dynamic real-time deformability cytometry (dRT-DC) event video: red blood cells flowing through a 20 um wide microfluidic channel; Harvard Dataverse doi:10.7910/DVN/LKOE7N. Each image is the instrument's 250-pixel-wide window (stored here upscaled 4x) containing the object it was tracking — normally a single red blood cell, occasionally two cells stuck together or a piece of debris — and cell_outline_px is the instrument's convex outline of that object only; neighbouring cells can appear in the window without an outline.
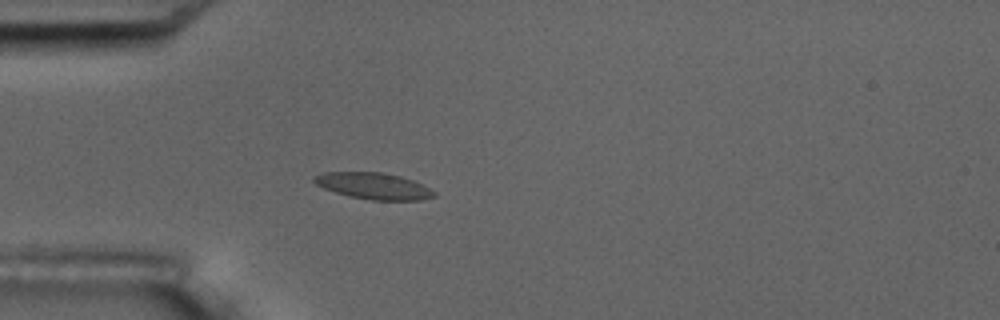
{"species": "common noctule bat (a hibernating species)", "species_latin": "Nyctalus noctula", "temperature_condition": "room temperature", "stored_images_in_passage": 4, "camera_frame_rate_fps": 3000, "um_per_image_px": 0.085, "animal": {"sex": "male", "body_mass_g": 17.5, "forearm_length_mm": 52.3}, "frame": {"image": 1, "passage_image": 4, "time_ms": 3.333, "image_size_px": [1000, 320], "cell_outline_px": [[436, 196], [420, 200], [372, 200], [348, 196], [324, 188], [316, 184], [312, 180], [312, 176], [324, 172], [380, 172], [400, 176], [412, 180], [436, 192]], "centroid_in_image_um": [31.72, 15.8], "position_along_channel_um": 53.3, "area_um2": 18.38}}